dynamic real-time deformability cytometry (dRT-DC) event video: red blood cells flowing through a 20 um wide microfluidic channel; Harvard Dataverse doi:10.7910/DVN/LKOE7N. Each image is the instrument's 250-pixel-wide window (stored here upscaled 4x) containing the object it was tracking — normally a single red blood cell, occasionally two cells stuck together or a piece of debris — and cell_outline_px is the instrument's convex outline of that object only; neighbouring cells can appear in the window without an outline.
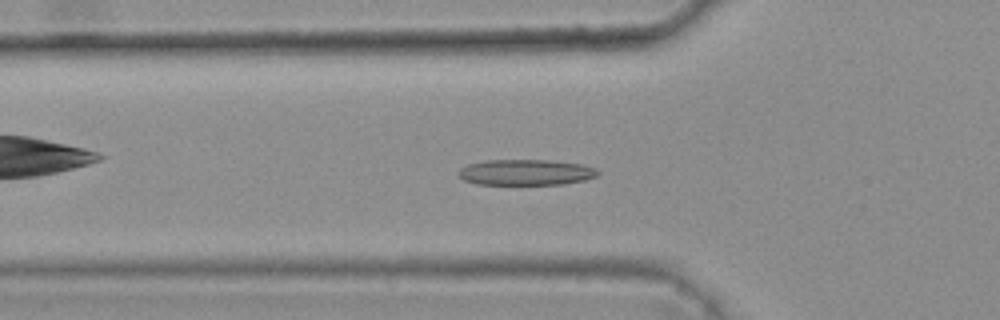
{"species": "common noctule bat (a hibernating species)", "species_latin": "Nyctalus noctula", "temperature_condition": "warm", "stored_images_in_passage": 41, "camera_frame_rate_fps": 3000, "um_per_image_px": 0.085, "animal": {"sex": "female", "body_mass_g": 25.1}, "frame": {"image": 1, "passage_image": 17, "time_ms": 5.333, "image_size_px": [1000, 320], "cell_outline_px": [[600, 172], [596, 176], [584, 180], [564, 184], [476, 184], [464, 180], [456, 176], [456, 172], [460, 168], [468, 164], [488, 160], [548, 160], [580, 164], [596, 168]], "centroid_in_image_um": [44.65, 14.65], "position_along_channel_um": 81.1, "area_um2": 20.98}}
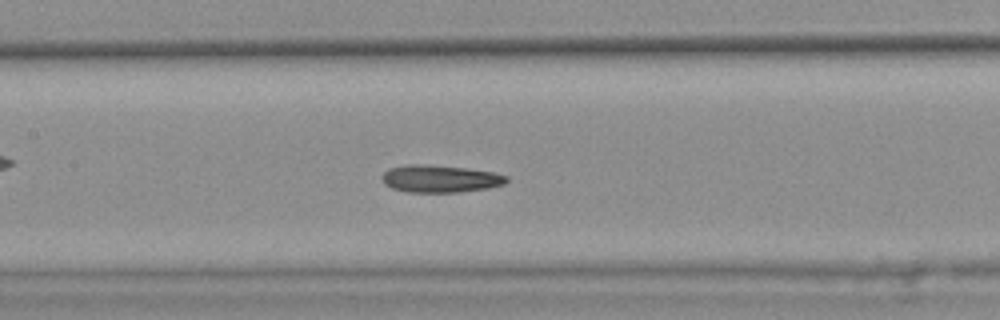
{"frame": {"image": 2, "passage_image": 24, "time_ms": 7.667, "image_size_px": [1000, 320], "cell_outline_px": [[508, 180], [504, 184], [488, 188], [460, 192], [408, 192], [392, 188], [384, 184], [380, 176], [388, 168], [408, 164], [416, 164], [464, 168], [492, 172], [508, 176]], "centroid_in_image_um": [37.37, 15.2], "position_along_channel_um": 170.0, "area_um2": 19.77}}
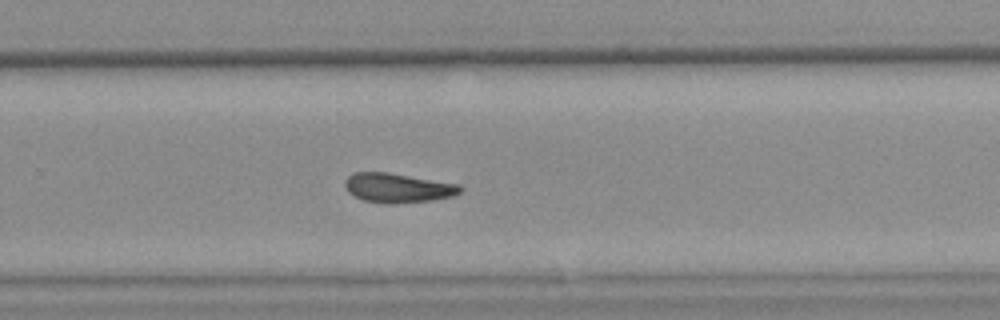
{"frame": {"image": 3, "passage_image": 34, "time_ms": 11.0, "image_size_px": [1000, 320], "cell_outline_px": [[464, 188], [460, 192], [452, 196], [432, 200], [396, 204], [384, 204], [364, 200], [348, 192], [344, 184], [344, 180], [352, 172], [388, 172], [460, 184]], "centroid_in_image_um": [33.81, 15.97], "position_along_channel_um": 296.0, "area_um2": 19.94}, "authors_computed_cell_mechanics": {"area_um2": 20.3456, "velocity_mm_per_s": 3.7958, "shape_relaxation_time_tau1_ms": null, "shape_relaxation_time_tau2_ms": 10.8725, "deformation_change_tau1": null, "deformation_change_tau2": 0.2043}}